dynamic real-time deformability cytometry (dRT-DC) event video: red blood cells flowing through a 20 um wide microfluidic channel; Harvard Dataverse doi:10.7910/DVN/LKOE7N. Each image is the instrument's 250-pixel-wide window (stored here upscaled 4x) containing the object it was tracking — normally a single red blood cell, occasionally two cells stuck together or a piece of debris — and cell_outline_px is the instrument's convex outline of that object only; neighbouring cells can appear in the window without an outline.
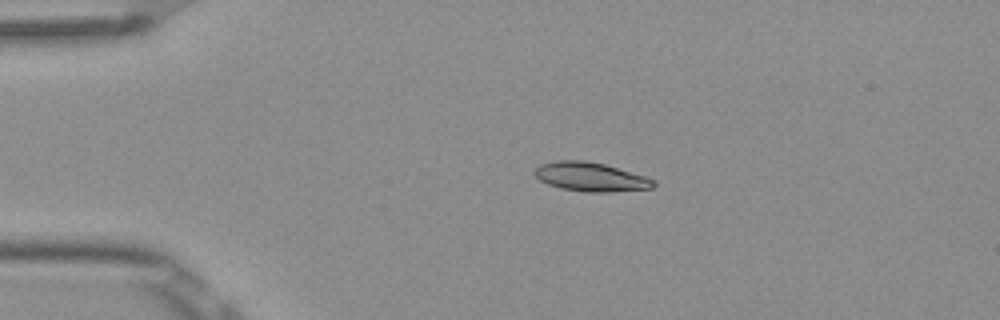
{"species": "Egyptian fruit bat (a non-hibernating species)", "species_latin": "Rousettus aegyptiacus", "temperature_condition": "room temperature", "stored_images_in_passage": 5, "camera_frame_rate_fps": 3000, "um_per_image_px": 0.085, "frame": {"image": 1, "passage_image": 4, "time_ms": 1.0, "image_size_px": [1000, 320], "cell_outline_px": [[656, 184], [652, 188], [608, 192], [584, 192], [560, 188], [548, 184], [540, 180], [532, 172], [540, 164], [556, 160], [584, 160], [604, 164], [644, 176], [656, 180]], "centroid_in_image_um": [50.18, 15.03], "position_along_channel_um": 34.8, "area_um2": 20.06}}